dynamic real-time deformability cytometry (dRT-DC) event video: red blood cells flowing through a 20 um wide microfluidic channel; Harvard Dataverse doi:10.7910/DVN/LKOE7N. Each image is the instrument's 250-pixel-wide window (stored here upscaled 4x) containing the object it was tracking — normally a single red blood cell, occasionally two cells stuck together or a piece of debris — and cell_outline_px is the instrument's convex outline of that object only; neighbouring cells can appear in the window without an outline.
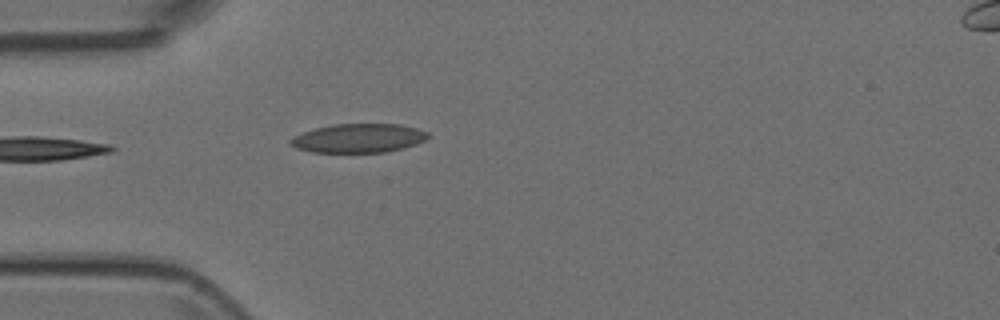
{"species": "Egyptian fruit bat (a non-hibernating species)", "species_latin": "Rousettus aegyptiacus", "temperature_condition": "room temperature", "stored_images_in_passage": 5, "camera_frame_rate_fps": 3000, "um_per_image_px": 0.085, "animal": {"sex": "female"}, "frame": {"image": 1, "passage_image": 5, "time_ms": 1.333, "image_size_px": [1000, 320], "cell_outline_px": [[428, 136], [424, 140], [416, 144], [404, 148], [384, 152], [312, 152], [296, 148], [288, 144], [288, 140], [292, 136], [316, 128], [332, 124], [400, 124], [416, 128], [428, 132]], "centroid_in_image_um": [30.44, 11.74], "position_along_channel_um": 54.6, "area_um2": 23.18}}